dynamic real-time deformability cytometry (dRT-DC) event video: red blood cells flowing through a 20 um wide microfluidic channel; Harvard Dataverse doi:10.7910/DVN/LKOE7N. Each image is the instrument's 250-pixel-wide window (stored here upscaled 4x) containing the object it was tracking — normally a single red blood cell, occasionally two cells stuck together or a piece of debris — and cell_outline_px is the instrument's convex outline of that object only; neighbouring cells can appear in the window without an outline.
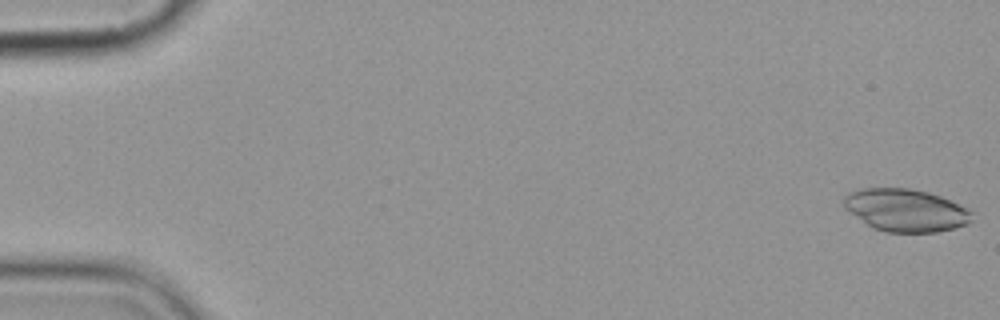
{"species": "common noctule bat (a hibernating species)", "species_latin": "Nyctalus noctula", "temperature_condition": "cold", "stored_images_in_passage": 11, "camera_frame_rate_fps": 3000, "um_per_image_px": 0.085, "animal": {"sex": "female", "body_mass_g": 19.9}, "frame": {"image": 1, "passage_image": 1, "time_ms": 0.0, "image_size_px": [1000, 320], "cell_outline_px": [[972, 220], [968, 224], [936, 232], [884, 232], [872, 228], [844, 208], [844, 196], [852, 192], [864, 188], [908, 188], [928, 192], [940, 196], [968, 208], [972, 212]], "centroid_in_image_um": [76.99, 17.87], "position_along_channel_um": 8.0, "area_um2": 31.67}}
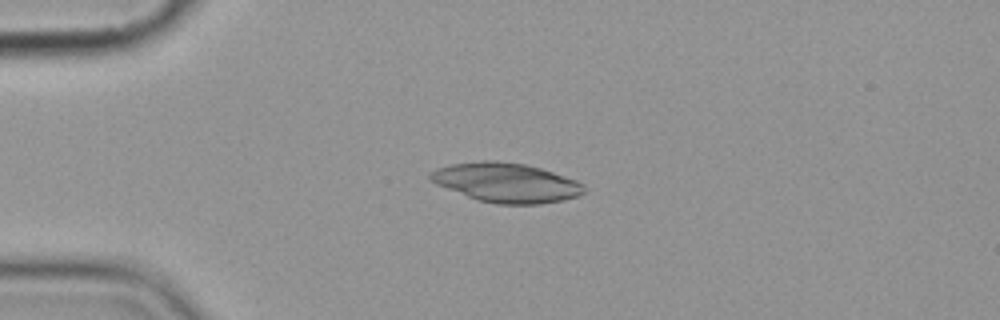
{"frame": {"image": 2, "passage_image": 4, "time_ms": 4.333, "image_size_px": [1000, 320], "cell_outline_px": [[584, 192], [580, 196], [564, 200], [540, 204], [496, 204], [476, 200], [436, 184], [428, 176], [436, 168], [452, 164], [480, 160], [496, 160], [524, 164], [540, 168], [576, 180], [584, 184]], "centroid_in_image_um": [43.04, 15.53], "position_along_channel_um": 42.0, "area_um2": 35.32}}